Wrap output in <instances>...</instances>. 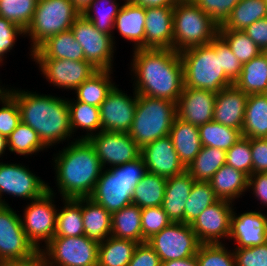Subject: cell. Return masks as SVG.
I'll use <instances>...</instances> for the list:
<instances>
[{
  "mask_svg": "<svg viewBox=\"0 0 267 266\" xmlns=\"http://www.w3.org/2000/svg\"><path fill=\"white\" fill-rule=\"evenodd\" d=\"M161 262L195 256L201 245L191 225L171 222L147 240Z\"/></svg>",
  "mask_w": 267,
  "mask_h": 266,
  "instance_id": "11",
  "label": "cell"
},
{
  "mask_svg": "<svg viewBox=\"0 0 267 266\" xmlns=\"http://www.w3.org/2000/svg\"><path fill=\"white\" fill-rule=\"evenodd\" d=\"M64 206L57 211L54 236L79 237L85 235L82 220V198H64Z\"/></svg>",
  "mask_w": 267,
  "mask_h": 266,
  "instance_id": "39",
  "label": "cell"
},
{
  "mask_svg": "<svg viewBox=\"0 0 267 266\" xmlns=\"http://www.w3.org/2000/svg\"><path fill=\"white\" fill-rule=\"evenodd\" d=\"M219 199L233 202L248 191V176L229 165H223L209 181Z\"/></svg>",
  "mask_w": 267,
  "mask_h": 266,
  "instance_id": "29",
  "label": "cell"
},
{
  "mask_svg": "<svg viewBox=\"0 0 267 266\" xmlns=\"http://www.w3.org/2000/svg\"><path fill=\"white\" fill-rule=\"evenodd\" d=\"M216 95L212 91L183 87L177 102V117L198 127L212 121Z\"/></svg>",
  "mask_w": 267,
  "mask_h": 266,
  "instance_id": "20",
  "label": "cell"
},
{
  "mask_svg": "<svg viewBox=\"0 0 267 266\" xmlns=\"http://www.w3.org/2000/svg\"><path fill=\"white\" fill-rule=\"evenodd\" d=\"M195 180L185 170L179 175L168 177L162 208L172 222L184 223V209Z\"/></svg>",
  "mask_w": 267,
  "mask_h": 266,
  "instance_id": "24",
  "label": "cell"
},
{
  "mask_svg": "<svg viewBox=\"0 0 267 266\" xmlns=\"http://www.w3.org/2000/svg\"><path fill=\"white\" fill-rule=\"evenodd\" d=\"M147 171L163 177H173L183 173L186 168L180 162L173 142L169 136L159 138L141 148Z\"/></svg>",
  "mask_w": 267,
  "mask_h": 266,
  "instance_id": "19",
  "label": "cell"
},
{
  "mask_svg": "<svg viewBox=\"0 0 267 266\" xmlns=\"http://www.w3.org/2000/svg\"><path fill=\"white\" fill-rule=\"evenodd\" d=\"M169 137L180 162L187 168L203 147L198 126L176 117L169 131Z\"/></svg>",
  "mask_w": 267,
  "mask_h": 266,
  "instance_id": "26",
  "label": "cell"
},
{
  "mask_svg": "<svg viewBox=\"0 0 267 266\" xmlns=\"http://www.w3.org/2000/svg\"><path fill=\"white\" fill-rule=\"evenodd\" d=\"M69 107L70 128L72 133L76 129L86 130L87 134L78 140H88L91 136L101 132L100 108L77 100H67ZM99 129V130H98ZM95 131V132H94Z\"/></svg>",
  "mask_w": 267,
  "mask_h": 266,
  "instance_id": "35",
  "label": "cell"
},
{
  "mask_svg": "<svg viewBox=\"0 0 267 266\" xmlns=\"http://www.w3.org/2000/svg\"><path fill=\"white\" fill-rule=\"evenodd\" d=\"M8 150L19 155H33L46 150L38 133L22 121L16 129L7 137Z\"/></svg>",
  "mask_w": 267,
  "mask_h": 266,
  "instance_id": "43",
  "label": "cell"
},
{
  "mask_svg": "<svg viewBox=\"0 0 267 266\" xmlns=\"http://www.w3.org/2000/svg\"><path fill=\"white\" fill-rule=\"evenodd\" d=\"M30 56L31 58L84 60V51L71 30L49 37Z\"/></svg>",
  "mask_w": 267,
  "mask_h": 266,
  "instance_id": "27",
  "label": "cell"
},
{
  "mask_svg": "<svg viewBox=\"0 0 267 266\" xmlns=\"http://www.w3.org/2000/svg\"><path fill=\"white\" fill-rule=\"evenodd\" d=\"M6 148L8 149L7 138L0 134V157L5 153Z\"/></svg>",
  "mask_w": 267,
  "mask_h": 266,
  "instance_id": "62",
  "label": "cell"
},
{
  "mask_svg": "<svg viewBox=\"0 0 267 266\" xmlns=\"http://www.w3.org/2000/svg\"><path fill=\"white\" fill-rule=\"evenodd\" d=\"M236 266H267V242L263 245L235 248Z\"/></svg>",
  "mask_w": 267,
  "mask_h": 266,
  "instance_id": "52",
  "label": "cell"
},
{
  "mask_svg": "<svg viewBox=\"0 0 267 266\" xmlns=\"http://www.w3.org/2000/svg\"><path fill=\"white\" fill-rule=\"evenodd\" d=\"M226 165L245 173L248 177L252 175L250 138L242 136L241 139L226 151Z\"/></svg>",
  "mask_w": 267,
  "mask_h": 266,
  "instance_id": "47",
  "label": "cell"
},
{
  "mask_svg": "<svg viewBox=\"0 0 267 266\" xmlns=\"http://www.w3.org/2000/svg\"><path fill=\"white\" fill-rule=\"evenodd\" d=\"M252 174L267 173V138L250 139Z\"/></svg>",
  "mask_w": 267,
  "mask_h": 266,
  "instance_id": "55",
  "label": "cell"
},
{
  "mask_svg": "<svg viewBox=\"0 0 267 266\" xmlns=\"http://www.w3.org/2000/svg\"><path fill=\"white\" fill-rule=\"evenodd\" d=\"M138 242L112 236L99 243L97 266H128Z\"/></svg>",
  "mask_w": 267,
  "mask_h": 266,
  "instance_id": "36",
  "label": "cell"
},
{
  "mask_svg": "<svg viewBox=\"0 0 267 266\" xmlns=\"http://www.w3.org/2000/svg\"><path fill=\"white\" fill-rule=\"evenodd\" d=\"M8 93L18 103L21 121L38 133L47 148L72 138L66 98L13 88Z\"/></svg>",
  "mask_w": 267,
  "mask_h": 266,
  "instance_id": "2",
  "label": "cell"
},
{
  "mask_svg": "<svg viewBox=\"0 0 267 266\" xmlns=\"http://www.w3.org/2000/svg\"><path fill=\"white\" fill-rule=\"evenodd\" d=\"M267 17L265 0H238L229 18L219 31L244 30L250 24Z\"/></svg>",
  "mask_w": 267,
  "mask_h": 266,
  "instance_id": "32",
  "label": "cell"
},
{
  "mask_svg": "<svg viewBox=\"0 0 267 266\" xmlns=\"http://www.w3.org/2000/svg\"><path fill=\"white\" fill-rule=\"evenodd\" d=\"M128 96L115 85L100 105L101 131L128 133L133 123L138 94Z\"/></svg>",
  "mask_w": 267,
  "mask_h": 266,
  "instance_id": "18",
  "label": "cell"
},
{
  "mask_svg": "<svg viewBox=\"0 0 267 266\" xmlns=\"http://www.w3.org/2000/svg\"><path fill=\"white\" fill-rule=\"evenodd\" d=\"M242 135L250 139L267 138V94H249Z\"/></svg>",
  "mask_w": 267,
  "mask_h": 266,
  "instance_id": "30",
  "label": "cell"
},
{
  "mask_svg": "<svg viewBox=\"0 0 267 266\" xmlns=\"http://www.w3.org/2000/svg\"><path fill=\"white\" fill-rule=\"evenodd\" d=\"M232 206L231 201L219 199L190 224L201 244H222L220 239L229 238L231 216L235 209Z\"/></svg>",
  "mask_w": 267,
  "mask_h": 266,
  "instance_id": "16",
  "label": "cell"
},
{
  "mask_svg": "<svg viewBox=\"0 0 267 266\" xmlns=\"http://www.w3.org/2000/svg\"><path fill=\"white\" fill-rule=\"evenodd\" d=\"M0 86V100L8 93L9 89H5L4 87Z\"/></svg>",
  "mask_w": 267,
  "mask_h": 266,
  "instance_id": "63",
  "label": "cell"
},
{
  "mask_svg": "<svg viewBox=\"0 0 267 266\" xmlns=\"http://www.w3.org/2000/svg\"><path fill=\"white\" fill-rule=\"evenodd\" d=\"M243 32H245L262 51L267 49V17L250 24Z\"/></svg>",
  "mask_w": 267,
  "mask_h": 266,
  "instance_id": "56",
  "label": "cell"
},
{
  "mask_svg": "<svg viewBox=\"0 0 267 266\" xmlns=\"http://www.w3.org/2000/svg\"><path fill=\"white\" fill-rule=\"evenodd\" d=\"M231 216L229 239H234L236 248H248L263 245L267 242V215L249 211Z\"/></svg>",
  "mask_w": 267,
  "mask_h": 266,
  "instance_id": "21",
  "label": "cell"
},
{
  "mask_svg": "<svg viewBox=\"0 0 267 266\" xmlns=\"http://www.w3.org/2000/svg\"><path fill=\"white\" fill-rule=\"evenodd\" d=\"M234 55L245 64L263 51L242 30L219 31Z\"/></svg>",
  "mask_w": 267,
  "mask_h": 266,
  "instance_id": "45",
  "label": "cell"
},
{
  "mask_svg": "<svg viewBox=\"0 0 267 266\" xmlns=\"http://www.w3.org/2000/svg\"><path fill=\"white\" fill-rule=\"evenodd\" d=\"M174 7L145 8V49H173Z\"/></svg>",
  "mask_w": 267,
  "mask_h": 266,
  "instance_id": "22",
  "label": "cell"
},
{
  "mask_svg": "<svg viewBox=\"0 0 267 266\" xmlns=\"http://www.w3.org/2000/svg\"><path fill=\"white\" fill-rule=\"evenodd\" d=\"M166 182V177L147 172L134 188L132 204L139 206L141 209L161 206Z\"/></svg>",
  "mask_w": 267,
  "mask_h": 266,
  "instance_id": "38",
  "label": "cell"
},
{
  "mask_svg": "<svg viewBox=\"0 0 267 266\" xmlns=\"http://www.w3.org/2000/svg\"><path fill=\"white\" fill-rule=\"evenodd\" d=\"M176 117V102L138 95L133 123L128 134L143 148L159 138L169 136Z\"/></svg>",
  "mask_w": 267,
  "mask_h": 266,
  "instance_id": "6",
  "label": "cell"
},
{
  "mask_svg": "<svg viewBox=\"0 0 267 266\" xmlns=\"http://www.w3.org/2000/svg\"><path fill=\"white\" fill-rule=\"evenodd\" d=\"M183 64L184 87L218 93L233 85L221 68L220 54L215 52V38L207 45L179 53Z\"/></svg>",
  "mask_w": 267,
  "mask_h": 266,
  "instance_id": "5",
  "label": "cell"
},
{
  "mask_svg": "<svg viewBox=\"0 0 267 266\" xmlns=\"http://www.w3.org/2000/svg\"><path fill=\"white\" fill-rule=\"evenodd\" d=\"M47 191L48 184L29 171L28 167L0 162L1 205L9 206L5 199H1L3 193L30 201L42 197Z\"/></svg>",
  "mask_w": 267,
  "mask_h": 266,
  "instance_id": "14",
  "label": "cell"
},
{
  "mask_svg": "<svg viewBox=\"0 0 267 266\" xmlns=\"http://www.w3.org/2000/svg\"><path fill=\"white\" fill-rule=\"evenodd\" d=\"M84 51V60L98 70H112L114 36L99 32L94 24L80 15L70 29Z\"/></svg>",
  "mask_w": 267,
  "mask_h": 266,
  "instance_id": "12",
  "label": "cell"
},
{
  "mask_svg": "<svg viewBox=\"0 0 267 266\" xmlns=\"http://www.w3.org/2000/svg\"><path fill=\"white\" fill-rule=\"evenodd\" d=\"M32 59L39 64V68L47 81L57 88L75 90L98 71L86 60Z\"/></svg>",
  "mask_w": 267,
  "mask_h": 266,
  "instance_id": "17",
  "label": "cell"
},
{
  "mask_svg": "<svg viewBox=\"0 0 267 266\" xmlns=\"http://www.w3.org/2000/svg\"><path fill=\"white\" fill-rule=\"evenodd\" d=\"M200 9L208 14L218 25L222 26L238 0H192Z\"/></svg>",
  "mask_w": 267,
  "mask_h": 266,
  "instance_id": "51",
  "label": "cell"
},
{
  "mask_svg": "<svg viewBox=\"0 0 267 266\" xmlns=\"http://www.w3.org/2000/svg\"><path fill=\"white\" fill-rule=\"evenodd\" d=\"M226 164V151L203 146L186 171L195 181L209 182L213 175Z\"/></svg>",
  "mask_w": 267,
  "mask_h": 266,
  "instance_id": "34",
  "label": "cell"
},
{
  "mask_svg": "<svg viewBox=\"0 0 267 266\" xmlns=\"http://www.w3.org/2000/svg\"><path fill=\"white\" fill-rule=\"evenodd\" d=\"M131 71L138 95L178 102L184 87L183 64L173 49L133 50Z\"/></svg>",
  "mask_w": 267,
  "mask_h": 266,
  "instance_id": "1",
  "label": "cell"
},
{
  "mask_svg": "<svg viewBox=\"0 0 267 266\" xmlns=\"http://www.w3.org/2000/svg\"><path fill=\"white\" fill-rule=\"evenodd\" d=\"M111 236L142 243L141 208L130 204L112 213Z\"/></svg>",
  "mask_w": 267,
  "mask_h": 266,
  "instance_id": "33",
  "label": "cell"
},
{
  "mask_svg": "<svg viewBox=\"0 0 267 266\" xmlns=\"http://www.w3.org/2000/svg\"><path fill=\"white\" fill-rule=\"evenodd\" d=\"M196 259L199 266H236L233 250L226 249L224 243L201 244Z\"/></svg>",
  "mask_w": 267,
  "mask_h": 266,
  "instance_id": "46",
  "label": "cell"
},
{
  "mask_svg": "<svg viewBox=\"0 0 267 266\" xmlns=\"http://www.w3.org/2000/svg\"><path fill=\"white\" fill-rule=\"evenodd\" d=\"M132 3L142 7H174L179 2L184 0H130Z\"/></svg>",
  "mask_w": 267,
  "mask_h": 266,
  "instance_id": "59",
  "label": "cell"
},
{
  "mask_svg": "<svg viewBox=\"0 0 267 266\" xmlns=\"http://www.w3.org/2000/svg\"><path fill=\"white\" fill-rule=\"evenodd\" d=\"M218 34L219 26L192 0L174 6L173 50L177 53L207 45Z\"/></svg>",
  "mask_w": 267,
  "mask_h": 266,
  "instance_id": "7",
  "label": "cell"
},
{
  "mask_svg": "<svg viewBox=\"0 0 267 266\" xmlns=\"http://www.w3.org/2000/svg\"><path fill=\"white\" fill-rule=\"evenodd\" d=\"M119 5L116 0H94L83 16L91 21L99 32L112 36L115 18L122 7Z\"/></svg>",
  "mask_w": 267,
  "mask_h": 266,
  "instance_id": "42",
  "label": "cell"
},
{
  "mask_svg": "<svg viewBox=\"0 0 267 266\" xmlns=\"http://www.w3.org/2000/svg\"><path fill=\"white\" fill-rule=\"evenodd\" d=\"M248 94L234 84L223 88L216 95L213 120L242 131Z\"/></svg>",
  "mask_w": 267,
  "mask_h": 266,
  "instance_id": "23",
  "label": "cell"
},
{
  "mask_svg": "<svg viewBox=\"0 0 267 266\" xmlns=\"http://www.w3.org/2000/svg\"><path fill=\"white\" fill-rule=\"evenodd\" d=\"M198 128L202 146L220 148L225 151L243 136L241 130L222 125L214 120Z\"/></svg>",
  "mask_w": 267,
  "mask_h": 266,
  "instance_id": "40",
  "label": "cell"
},
{
  "mask_svg": "<svg viewBox=\"0 0 267 266\" xmlns=\"http://www.w3.org/2000/svg\"><path fill=\"white\" fill-rule=\"evenodd\" d=\"M11 266H49L47 257L42 250L36 251L32 256L9 262Z\"/></svg>",
  "mask_w": 267,
  "mask_h": 266,
  "instance_id": "58",
  "label": "cell"
},
{
  "mask_svg": "<svg viewBox=\"0 0 267 266\" xmlns=\"http://www.w3.org/2000/svg\"><path fill=\"white\" fill-rule=\"evenodd\" d=\"M25 35V31L15 23L0 17V64L5 54L14 48L17 36Z\"/></svg>",
  "mask_w": 267,
  "mask_h": 266,
  "instance_id": "53",
  "label": "cell"
},
{
  "mask_svg": "<svg viewBox=\"0 0 267 266\" xmlns=\"http://www.w3.org/2000/svg\"><path fill=\"white\" fill-rule=\"evenodd\" d=\"M36 5L37 0H0V17L25 31L32 21Z\"/></svg>",
  "mask_w": 267,
  "mask_h": 266,
  "instance_id": "44",
  "label": "cell"
},
{
  "mask_svg": "<svg viewBox=\"0 0 267 266\" xmlns=\"http://www.w3.org/2000/svg\"><path fill=\"white\" fill-rule=\"evenodd\" d=\"M215 52L220 54L221 68L225 75L234 83L240 76L242 64L219 34L215 37Z\"/></svg>",
  "mask_w": 267,
  "mask_h": 266,
  "instance_id": "50",
  "label": "cell"
},
{
  "mask_svg": "<svg viewBox=\"0 0 267 266\" xmlns=\"http://www.w3.org/2000/svg\"><path fill=\"white\" fill-rule=\"evenodd\" d=\"M79 16L70 0H37L32 21L25 30V36L32 40L30 53L49 37L70 30Z\"/></svg>",
  "mask_w": 267,
  "mask_h": 266,
  "instance_id": "8",
  "label": "cell"
},
{
  "mask_svg": "<svg viewBox=\"0 0 267 266\" xmlns=\"http://www.w3.org/2000/svg\"><path fill=\"white\" fill-rule=\"evenodd\" d=\"M98 247L99 243L85 235L54 236L42 251L49 266H97Z\"/></svg>",
  "mask_w": 267,
  "mask_h": 266,
  "instance_id": "9",
  "label": "cell"
},
{
  "mask_svg": "<svg viewBox=\"0 0 267 266\" xmlns=\"http://www.w3.org/2000/svg\"><path fill=\"white\" fill-rule=\"evenodd\" d=\"M252 189L255 198L267 207V173H255L248 177V190Z\"/></svg>",
  "mask_w": 267,
  "mask_h": 266,
  "instance_id": "57",
  "label": "cell"
},
{
  "mask_svg": "<svg viewBox=\"0 0 267 266\" xmlns=\"http://www.w3.org/2000/svg\"><path fill=\"white\" fill-rule=\"evenodd\" d=\"M145 18V7L125 0L115 18L113 29H117L123 38L134 42V50L145 49Z\"/></svg>",
  "mask_w": 267,
  "mask_h": 266,
  "instance_id": "25",
  "label": "cell"
},
{
  "mask_svg": "<svg viewBox=\"0 0 267 266\" xmlns=\"http://www.w3.org/2000/svg\"><path fill=\"white\" fill-rule=\"evenodd\" d=\"M88 141L94 147L103 169L106 168V164L111 168L134 161L141 156V148L128 133L99 131Z\"/></svg>",
  "mask_w": 267,
  "mask_h": 266,
  "instance_id": "15",
  "label": "cell"
},
{
  "mask_svg": "<svg viewBox=\"0 0 267 266\" xmlns=\"http://www.w3.org/2000/svg\"><path fill=\"white\" fill-rule=\"evenodd\" d=\"M233 84L248 95L267 93V57L264 52L242 64L240 76Z\"/></svg>",
  "mask_w": 267,
  "mask_h": 266,
  "instance_id": "31",
  "label": "cell"
},
{
  "mask_svg": "<svg viewBox=\"0 0 267 266\" xmlns=\"http://www.w3.org/2000/svg\"><path fill=\"white\" fill-rule=\"evenodd\" d=\"M113 70H98L89 79L85 80L75 89L77 94L76 100L86 104L100 107L101 103L106 99L108 93L115 86L112 83Z\"/></svg>",
  "mask_w": 267,
  "mask_h": 266,
  "instance_id": "37",
  "label": "cell"
},
{
  "mask_svg": "<svg viewBox=\"0 0 267 266\" xmlns=\"http://www.w3.org/2000/svg\"><path fill=\"white\" fill-rule=\"evenodd\" d=\"M54 192L50 186L48 191L40 198L31 200L24 210L21 223L29 241L37 250L41 241L47 245L56 232L57 211L54 205Z\"/></svg>",
  "mask_w": 267,
  "mask_h": 266,
  "instance_id": "10",
  "label": "cell"
},
{
  "mask_svg": "<svg viewBox=\"0 0 267 266\" xmlns=\"http://www.w3.org/2000/svg\"><path fill=\"white\" fill-rule=\"evenodd\" d=\"M142 156L123 165L102 170L92 195L95 203L114 213L132 204L135 186L147 173Z\"/></svg>",
  "mask_w": 267,
  "mask_h": 266,
  "instance_id": "4",
  "label": "cell"
},
{
  "mask_svg": "<svg viewBox=\"0 0 267 266\" xmlns=\"http://www.w3.org/2000/svg\"><path fill=\"white\" fill-rule=\"evenodd\" d=\"M0 266H11V264L6 262H0Z\"/></svg>",
  "mask_w": 267,
  "mask_h": 266,
  "instance_id": "64",
  "label": "cell"
},
{
  "mask_svg": "<svg viewBox=\"0 0 267 266\" xmlns=\"http://www.w3.org/2000/svg\"><path fill=\"white\" fill-rule=\"evenodd\" d=\"M210 182L195 181L184 209V223L191 224L208 206L217 202Z\"/></svg>",
  "mask_w": 267,
  "mask_h": 266,
  "instance_id": "41",
  "label": "cell"
},
{
  "mask_svg": "<svg viewBox=\"0 0 267 266\" xmlns=\"http://www.w3.org/2000/svg\"><path fill=\"white\" fill-rule=\"evenodd\" d=\"M0 102V134L7 138L21 122V114L18 103L9 93Z\"/></svg>",
  "mask_w": 267,
  "mask_h": 266,
  "instance_id": "49",
  "label": "cell"
},
{
  "mask_svg": "<svg viewBox=\"0 0 267 266\" xmlns=\"http://www.w3.org/2000/svg\"><path fill=\"white\" fill-rule=\"evenodd\" d=\"M38 251L27 238L21 215L10 206H0V262L25 259Z\"/></svg>",
  "mask_w": 267,
  "mask_h": 266,
  "instance_id": "13",
  "label": "cell"
},
{
  "mask_svg": "<svg viewBox=\"0 0 267 266\" xmlns=\"http://www.w3.org/2000/svg\"><path fill=\"white\" fill-rule=\"evenodd\" d=\"M74 140L54 157L56 184L62 199L90 197L103 170L90 142Z\"/></svg>",
  "mask_w": 267,
  "mask_h": 266,
  "instance_id": "3",
  "label": "cell"
},
{
  "mask_svg": "<svg viewBox=\"0 0 267 266\" xmlns=\"http://www.w3.org/2000/svg\"><path fill=\"white\" fill-rule=\"evenodd\" d=\"M161 266H199V265L195 255L189 258L174 259L162 262Z\"/></svg>",
  "mask_w": 267,
  "mask_h": 266,
  "instance_id": "60",
  "label": "cell"
},
{
  "mask_svg": "<svg viewBox=\"0 0 267 266\" xmlns=\"http://www.w3.org/2000/svg\"><path fill=\"white\" fill-rule=\"evenodd\" d=\"M263 52H264V54H265L266 57H267V49H265Z\"/></svg>",
  "mask_w": 267,
  "mask_h": 266,
  "instance_id": "65",
  "label": "cell"
},
{
  "mask_svg": "<svg viewBox=\"0 0 267 266\" xmlns=\"http://www.w3.org/2000/svg\"><path fill=\"white\" fill-rule=\"evenodd\" d=\"M111 217V213L91 198H82L83 226L89 239L101 243L111 236Z\"/></svg>",
  "mask_w": 267,
  "mask_h": 266,
  "instance_id": "28",
  "label": "cell"
},
{
  "mask_svg": "<svg viewBox=\"0 0 267 266\" xmlns=\"http://www.w3.org/2000/svg\"><path fill=\"white\" fill-rule=\"evenodd\" d=\"M158 254L149 243H138L128 266H161Z\"/></svg>",
  "mask_w": 267,
  "mask_h": 266,
  "instance_id": "54",
  "label": "cell"
},
{
  "mask_svg": "<svg viewBox=\"0 0 267 266\" xmlns=\"http://www.w3.org/2000/svg\"><path fill=\"white\" fill-rule=\"evenodd\" d=\"M172 221L164 212L162 206L146 207L141 209L142 243L154 234L159 233Z\"/></svg>",
  "mask_w": 267,
  "mask_h": 266,
  "instance_id": "48",
  "label": "cell"
},
{
  "mask_svg": "<svg viewBox=\"0 0 267 266\" xmlns=\"http://www.w3.org/2000/svg\"><path fill=\"white\" fill-rule=\"evenodd\" d=\"M73 4L75 10L80 14L83 15L85 11L89 8L90 4L94 0H70Z\"/></svg>",
  "mask_w": 267,
  "mask_h": 266,
  "instance_id": "61",
  "label": "cell"
}]
</instances>
